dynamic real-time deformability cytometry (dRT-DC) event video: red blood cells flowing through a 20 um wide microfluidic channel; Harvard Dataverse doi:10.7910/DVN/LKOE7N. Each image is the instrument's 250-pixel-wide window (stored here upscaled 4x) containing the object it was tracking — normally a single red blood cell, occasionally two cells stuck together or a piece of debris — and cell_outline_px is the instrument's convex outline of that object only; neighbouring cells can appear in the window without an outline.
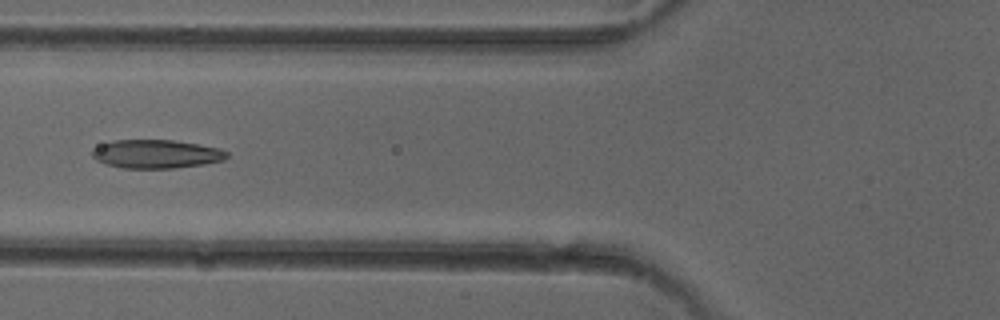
{"species": "common noctule bat (a hibernating species)", "species_latin": "Nyctalus noctula", "temperature_condition": "cold", "stored_images_in_passage": 6, "camera_frame_rate_fps": 3000, "um_per_image_px": 0.085, "animal": {"sex": "female"}, "frame": {"image": 1, "passage_image": 5, "time_ms": 6.333, "image_size_px": [1000, 320], "cell_outline_px": [[228, 156], [224, 160], [204, 164], [176, 168], [124, 168], [108, 164], [96, 160], [92, 156], [92, 148], [100, 144], [112, 140], [172, 140], [200, 144], [220, 148], [228, 152]], "centroid_in_image_um": [13.29, 13.08], "position_along_channel_um": 112.5, "area_um2": 22.54}}
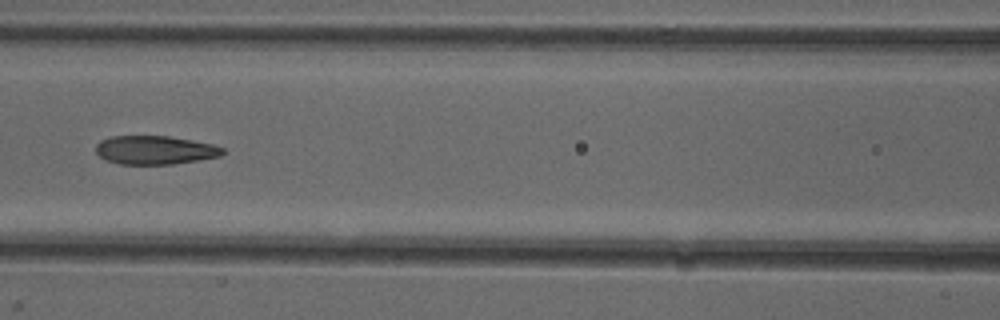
{"frame": {"image": 2, "passage_image": 6, "time_ms": 7.333, "image_size_px": [1000, 320], "cell_outline_px": [[224, 152], [220, 156], [200, 160], [172, 164], [120, 164], [104, 160], [96, 152], [96, 144], [100, 140], [112, 136], [168, 136], [192, 140], [212, 144], [224, 148]], "centroid_in_image_um": [13.16, 12.75], "position_along_channel_um": 153.4, "area_um2": 21.21}}